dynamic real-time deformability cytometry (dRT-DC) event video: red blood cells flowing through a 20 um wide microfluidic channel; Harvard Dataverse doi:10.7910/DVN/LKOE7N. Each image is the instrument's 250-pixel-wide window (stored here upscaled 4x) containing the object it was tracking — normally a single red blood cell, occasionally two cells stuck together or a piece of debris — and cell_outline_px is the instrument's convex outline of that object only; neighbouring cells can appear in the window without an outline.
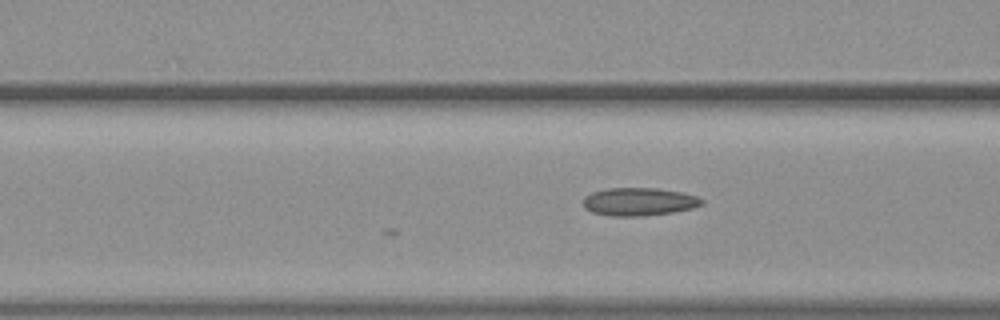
{"species": "common noctule bat (a hibernating species)", "species_latin": "Nyctalus noctula", "temperature_condition": "warm", "stored_images_in_passage": 4, "camera_frame_rate_fps": 3000, "um_per_image_px": 0.085, "animal": {"sex": "female", "body_mass_g": 19.3, "forearm_length_mm": 54.1}, "frame": {"image": 1, "passage_image": 4, "time_ms": 1.0, "image_size_px": [1000, 320], "cell_outline_px": [[704, 204], [692, 208], [672, 212], [640, 216], [612, 216], [592, 212], [584, 208], [584, 196], [592, 192], [604, 188], [656, 188], [680, 192], [696, 196], [704, 200]], "centroid_in_image_um": [54.29, 17.14], "position_along_channel_um": 112.3, "area_um2": 19.31}}